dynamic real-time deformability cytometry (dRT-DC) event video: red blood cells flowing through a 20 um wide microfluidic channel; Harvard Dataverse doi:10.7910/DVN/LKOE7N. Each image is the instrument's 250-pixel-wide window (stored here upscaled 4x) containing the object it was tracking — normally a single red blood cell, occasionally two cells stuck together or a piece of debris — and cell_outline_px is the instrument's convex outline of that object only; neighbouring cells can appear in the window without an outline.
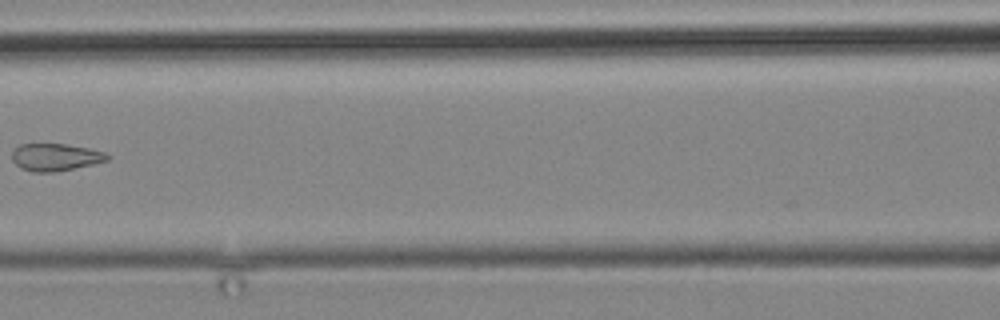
{"species": "common noctule bat (a hibernating species)", "species_latin": "Nyctalus noctula", "temperature_condition": "cold", "stored_images_in_passage": 6, "camera_frame_rate_fps": 3000, "um_per_image_px": 0.085, "animal": {"sex": "male", "body_mass_g": 19.2, "forearm_length_mm": 51.8}, "frame": {"image": 1, "passage_image": 4, "time_ms": 4.0, "image_size_px": [1000, 320], "cell_outline_px": [[112, 156], [108, 160], [92, 164], [52, 172], [32, 172], [20, 168], [12, 160], [12, 152], [20, 144], [68, 144], [88, 148], [104, 152]], "centroid_in_image_um": [4.7, 13.35], "position_along_channel_um": 161.9, "area_um2": 15.09}}
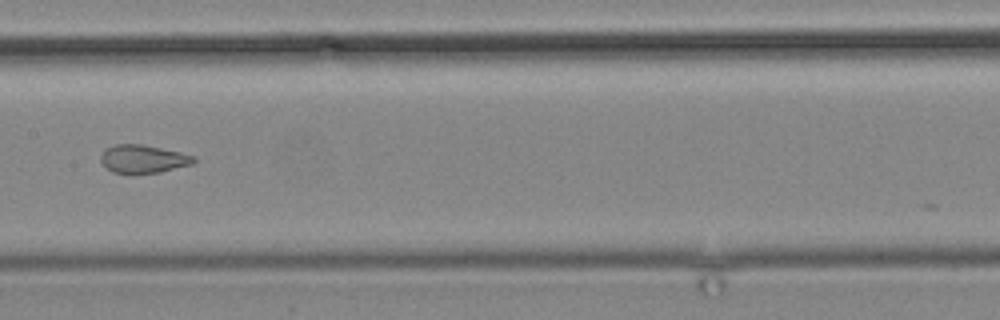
{"frame": {"image": 2, "passage_image": 5, "time_ms": 5.0, "image_size_px": [1000, 320], "cell_outline_px": [[196, 160], [192, 164], [160, 172], [112, 172], [100, 160], [100, 156], [104, 148], [116, 144], [140, 144], [180, 152], [196, 156]], "centroid_in_image_um": [12.17, 13.48], "position_along_channel_um": 195.2, "area_um2": 14.97}}
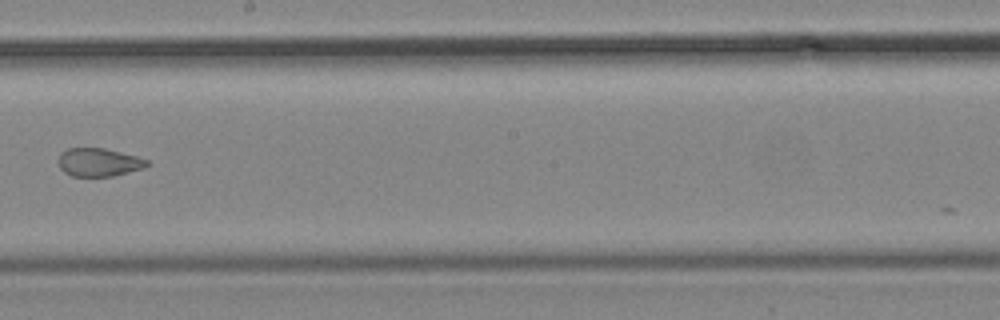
{"frame": {"image": 3, "passage_image": 6, "time_ms": 6.333, "image_size_px": [1000, 320], "cell_outline_px": [[148, 164], [144, 168], [112, 176], [72, 176], [64, 172], [60, 168], [56, 160], [60, 152], [68, 148], [104, 148], [136, 156], [148, 160]], "centroid_in_image_um": [8.34, 13.79], "position_along_channel_um": 239.9, "area_um2": 14.62}}